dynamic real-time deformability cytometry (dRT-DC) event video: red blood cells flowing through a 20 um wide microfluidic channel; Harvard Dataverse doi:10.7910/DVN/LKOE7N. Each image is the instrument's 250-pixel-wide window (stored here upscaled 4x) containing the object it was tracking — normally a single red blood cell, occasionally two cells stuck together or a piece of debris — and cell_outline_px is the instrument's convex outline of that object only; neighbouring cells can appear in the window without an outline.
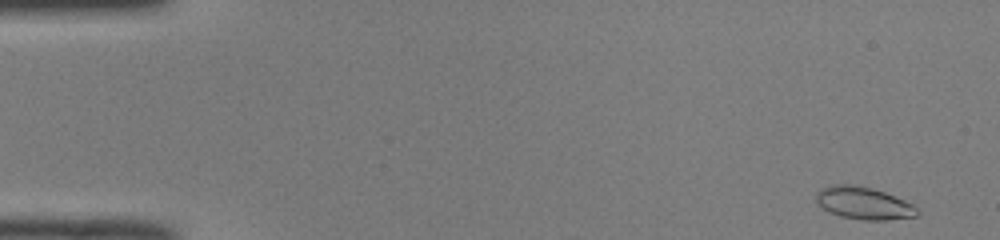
{"species": "common noctule bat (a hibernating species)", "species_latin": "Nyctalus noctula", "temperature_condition": "room temperature", "stored_images_in_passage": 50, "segment_of_instrument_passage": [1, 2], "camera_frame_rate_fps": 3000, "um_per_image_px": 0.085, "animal": {"sex": "male", "body_mass_g": 19.0, "forearm_length_mm": 50.8}, "frame": {"image": 1, "passage_image": 1, "time_ms": 0.0, "image_size_px": [1000, 240], "cell_outline_px": [[920, 212], [916, 216], [888, 220], [864, 220], [840, 216], [828, 212], [816, 200], [816, 192], [832, 184], [852, 184], [872, 188], [884, 192], [904, 200], [912, 204]], "centroid_in_image_um": [73.42, 17.27], "position_along_channel_um": 11.6, "area_um2": 18.96}}
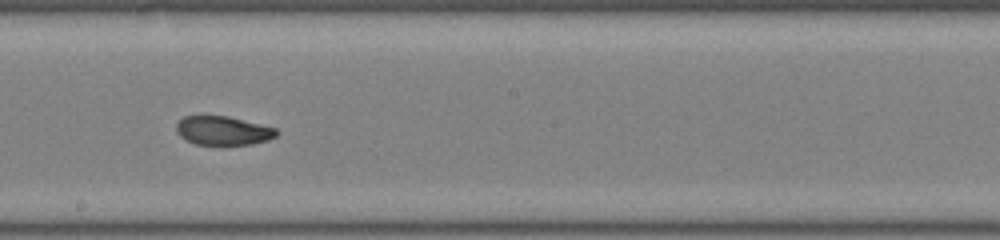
{"frame": {"image": 2, "passage_image": 27, "time_ms": 8.667, "image_size_px": [1000, 240], "cell_outline_px": [[280, 132], [276, 136], [268, 140], [252, 144], [220, 148], [196, 144], [184, 140], [176, 132], [176, 124], [184, 116], [228, 116], [276, 128]], "centroid_in_image_um": [18.95, 11.16], "position_along_channel_um": 229.2, "area_um2": 17.63}}
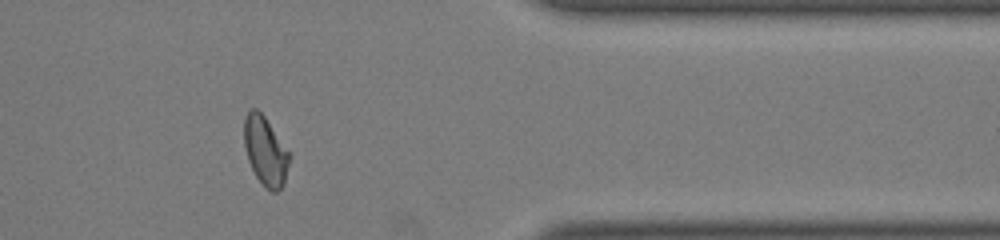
{"frame": {"image": 3, "passage_image": 40, "time_ms": 13.0, "image_size_px": [1000, 240], "cell_outline_px": [[292, 156], [284, 180], [280, 188], [276, 192], [272, 192], [256, 176], [248, 160], [244, 144], [244, 120], [248, 112], [252, 108], [256, 108], [264, 116]], "centroid_in_image_um": [22.56, 12.82], "position_along_channel_um": 388.8, "area_um2": 17.8}}